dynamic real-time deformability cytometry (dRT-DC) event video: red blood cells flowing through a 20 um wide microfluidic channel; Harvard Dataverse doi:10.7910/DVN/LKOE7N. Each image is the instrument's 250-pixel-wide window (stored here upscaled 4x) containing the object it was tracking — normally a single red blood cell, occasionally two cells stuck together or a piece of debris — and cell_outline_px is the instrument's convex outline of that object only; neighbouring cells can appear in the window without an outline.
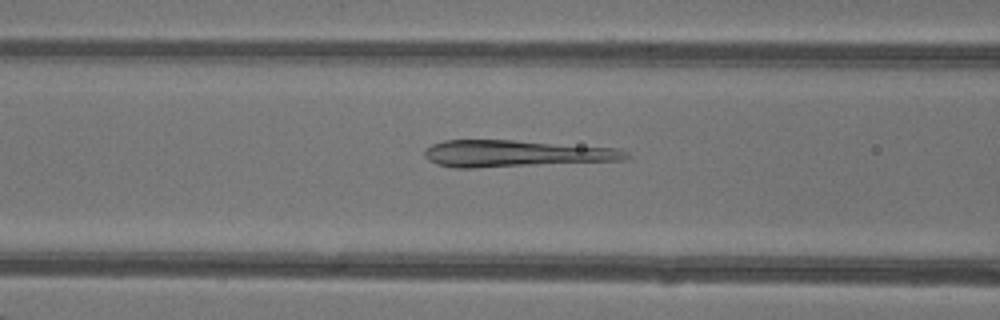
{"species": "common noctule bat (a hibernating species)", "species_latin": "Nyctalus noctula", "temperature_condition": "warm", "stored_images_in_passage": 45, "camera_frame_rate_fps": 3000, "um_per_image_px": 0.085, "animal": {"sex": "female"}, "frame": {"image": 1, "passage_image": 17, "time_ms": 5.333, "image_size_px": [1000, 320], "cell_outline_px": [[632, 156], [624, 160], [476, 168], [456, 168], [436, 164], [428, 160], [424, 156], [424, 148], [432, 144], [444, 140], [512, 140], [620, 148], [628, 152]], "centroid_in_image_um": [43.83, 13.05], "position_along_channel_um": 122.8, "area_um2": 31.67}}
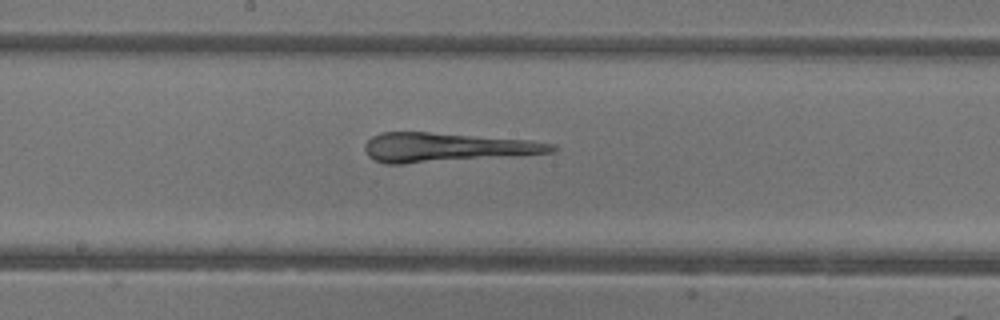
{"frame": {"image": 2, "passage_image": 23, "time_ms": 7.333, "image_size_px": [1000, 320], "cell_outline_px": [[560, 148], [556, 152], [512, 156], [404, 164], [384, 164], [368, 156], [364, 152], [364, 144], [372, 136], [380, 132], [428, 132], [532, 140], [556, 144]], "centroid_in_image_um": [37.99, 12.53], "position_along_channel_um": 210.2, "area_um2": 32.14}}
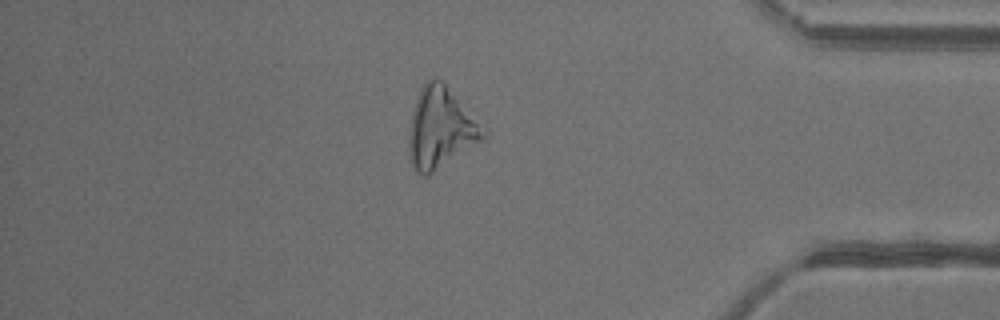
{"frame": {"image": 3, "passage_image": 38, "time_ms": 12.333, "image_size_px": [1000, 320], "cell_outline_px": [[488, 132], [484, 140], [428, 176], [424, 176], [416, 172], [412, 164], [408, 144], [408, 132], [412, 112], [416, 100], [424, 84], [428, 80], [440, 80], [444, 84]], "centroid_in_image_um": [37.44, 10.96], "position_along_channel_um": 397.8, "area_um2": 34.39}}